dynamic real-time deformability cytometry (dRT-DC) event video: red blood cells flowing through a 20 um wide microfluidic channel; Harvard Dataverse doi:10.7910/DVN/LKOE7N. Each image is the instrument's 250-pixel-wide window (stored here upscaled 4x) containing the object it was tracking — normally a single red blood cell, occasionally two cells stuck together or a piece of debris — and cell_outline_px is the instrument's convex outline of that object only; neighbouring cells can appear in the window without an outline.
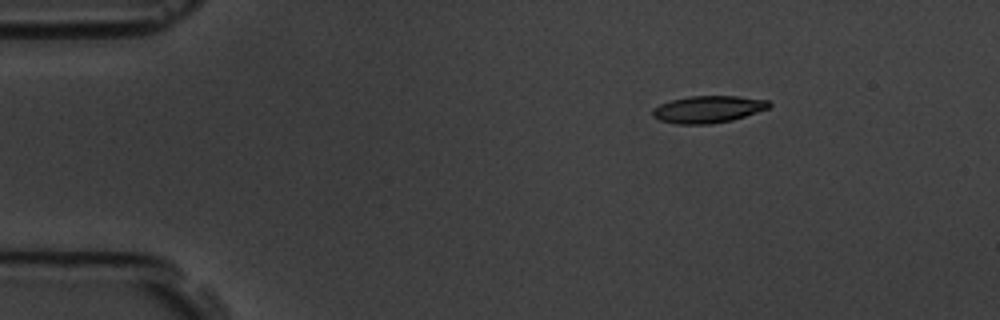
{"species": "common noctule bat (a hibernating species)", "species_latin": "Nyctalus noctula", "temperature_condition": "room temperature", "stored_images_in_passage": 3, "camera_frame_rate_fps": 3000, "um_per_image_px": 0.085, "animal": {"sex": "male", "body_mass_g": 19.5, "forearm_length_mm": 54.6}, "frame": {"image": 1, "passage_image": 1, "time_ms": 0.0, "image_size_px": [1000, 320], "cell_outline_px": [[772, 104], [768, 108], [732, 120], [712, 124], [676, 124], [660, 120], [652, 116], [652, 108], [660, 104], [672, 100], [688, 96], [736, 96], [768, 100]], "centroid_in_image_um": [60.16, 9.29], "position_along_channel_um": 24.8, "area_um2": 18.32}}